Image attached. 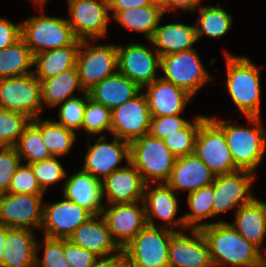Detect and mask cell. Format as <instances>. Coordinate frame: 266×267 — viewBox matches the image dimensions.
Masks as SVG:
<instances>
[{
  "label": "cell",
  "mask_w": 266,
  "mask_h": 267,
  "mask_svg": "<svg viewBox=\"0 0 266 267\" xmlns=\"http://www.w3.org/2000/svg\"><path fill=\"white\" fill-rule=\"evenodd\" d=\"M214 267H257L259 249L241 236L230 223L218 220L202 227Z\"/></svg>",
  "instance_id": "1"
},
{
  "label": "cell",
  "mask_w": 266,
  "mask_h": 267,
  "mask_svg": "<svg viewBox=\"0 0 266 267\" xmlns=\"http://www.w3.org/2000/svg\"><path fill=\"white\" fill-rule=\"evenodd\" d=\"M224 132L226 144L231 152L235 166L255 174L266 151V129L261 124V117H246L247 126L242 127L229 120L210 117ZM249 124V125H248Z\"/></svg>",
  "instance_id": "2"
},
{
  "label": "cell",
  "mask_w": 266,
  "mask_h": 267,
  "mask_svg": "<svg viewBox=\"0 0 266 267\" xmlns=\"http://www.w3.org/2000/svg\"><path fill=\"white\" fill-rule=\"evenodd\" d=\"M226 90L245 117H260L261 81L258 66L246 56L225 52Z\"/></svg>",
  "instance_id": "3"
},
{
  "label": "cell",
  "mask_w": 266,
  "mask_h": 267,
  "mask_svg": "<svg viewBox=\"0 0 266 267\" xmlns=\"http://www.w3.org/2000/svg\"><path fill=\"white\" fill-rule=\"evenodd\" d=\"M176 157L165 146L162 139L145 134L130 143L129 162L148 183H166Z\"/></svg>",
  "instance_id": "4"
},
{
  "label": "cell",
  "mask_w": 266,
  "mask_h": 267,
  "mask_svg": "<svg viewBox=\"0 0 266 267\" xmlns=\"http://www.w3.org/2000/svg\"><path fill=\"white\" fill-rule=\"evenodd\" d=\"M40 13L21 22V37L33 55L71 45L77 40L67 18Z\"/></svg>",
  "instance_id": "5"
},
{
  "label": "cell",
  "mask_w": 266,
  "mask_h": 267,
  "mask_svg": "<svg viewBox=\"0 0 266 267\" xmlns=\"http://www.w3.org/2000/svg\"><path fill=\"white\" fill-rule=\"evenodd\" d=\"M171 231L147 224L122 249L131 267H169Z\"/></svg>",
  "instance_id": "6"
},
{
  "label": "cell",
  "mask_w": 266,
  "mask_h": 267,
  "mask_svg": "<svg viewBox=\"0 0 266 267\" xmlns=\"http://www.w3.org/2000/svg\"><path fill=\"white\" fill-rule=\"evenodd\" d=\"M80 40L76 68L81 86L85 91L118 71L116 44H90Z\"/></svg>",
  "instance_id": "7"
},
{
  "label": "cell",
  "mask_w": 266,
  "mask_h": 267,
  "mask_svg": "<svg viewBox=\"0 0 266 267\" xmlns=\"http://www.w3.org/2000/svg\"><path fill=\"white\" fill-rule=\"evenodd\" d=\"M160 69L163 79L185 90L190 95L195 94L203 85H207L212 76L207 72L195 48L160 57Z\"/></svg>",
  "instance_id": "8"
},
{
  "label": "cell",
  "mask_w": 266,
  "mask_h": 267,
  "mask_svg": "<svg viewBox=\"0 0 266 267\" xmlns=\"http://www.w3.org/2000/svg\"><path fill=\"white\" fill-rule=\"evenodd\" d=\"M0 108L25 114L31 120L40 117L41 81L34 73L0 79Z\"/></svg>",
  "instance_id": "9"
},
{
  "label": "cell",
  "mask_w": 266,
  "mask_h": 267,
  "mask_svg": "<svg viewBox=\"0 0 266 267\" xmlns=\"http://www.w3.org/2000/svg\"><path fill=\"white\" fill-rule=\"evenodd\" d=\"M194 154L200 158L215 176L239 170L226 144L223 130L206 117L197 132Z\"/></svg>",
  "instance_id": "10"
},
{
  "label": "cell",
  "mask_w": 266,
  "mask_h": 267,
  "mask_svg": "<svg viewBox=\"0 0 266 267\" xmlns=\"http://www.w3.org/2000/svg\"><path fill=\"white\" fill-rule=\"evenodd\" d=\"M68 19L78 40H91L107 36L109 15L108 0H68Z\"/></svg>",
  "instance_id": "11"
},
{
  "label": "cell",
  "mask_w": 266,
  "mask_h": 267,
  "mask_svg": "<svg viewBox=\"0 0 266 267\" xmlns=\"http://www.w3.org/2000/svg\"><path fill=\"white\" fill-rule=\"evenodd\" d=\"M140 42L117 45L118 72L127 76L141 89L156 80L160 68V56Z\"/></svg>",
  "instance_id": "12"
},
{
  "label": "cell",
  "mask_w": 266,
  "mask_h": 267,
  "mask_svg": "<svg viewBox=\"0 0 266 267\" xmlns=\"http://www.w3.org/2000/svg\"><path fill=\"white\" fill-rule=\"evenodd\" d=\"M44 195L0 193V224L9 228L40 231L43 223Z\"/></svg>",
  "instance_id": "13"
},
{
  "label": "cell",
  "mask_w": 266,
  "mask_h": 267,
  "mask_svg": "<svg viewBox=\"0 0 266 267\" xmlns=\"http://www.w3.org/2000/svg\"><path fill=\"white\" fill-rule=\"evenodd\" d=\"M111 133L131 143L149 133L151 113L143 89L111 111Z\"/></svg>",
  "instance_id": "14"
},
{
  "label": "cell",
  "mask_w": 266,
  "mask_h": 267,
  "mask_svg": "<svg viewBox=\"0 0 266 267\" xmlns=\"http://www.w3.org/2000/svg\"><path fill=\"white\" fill-rule=\"evenodd\" d=\"M256 175L247 170H237L231 173L215 176L213 217L231 209L235 212L251 202L255 196L250 192Z\"/></svg>",
  "instance_id": "15"
},
{
  "label": "cell",
  "mask_w": 266,
  "mask_h": 267,
  "mask_svg": "<svg viewBox=\"0 0 266 267\" xmlns=\"http://www.w3.org/2000/svg\"><path fill=\"white\" fill-rule=\"evenodd\" d=\"M106 134L100 135L93 145H88L82 171L91 174L101 182L117 169L122 161L129 162L130 143L114 136L108 142Z\"/></svg>",
  "instance_id": "16"
},
{
  "label": "cell",
  "mask_w": 266,
  "mask_h": 267,
  "mask_svg": "<svg viewBox=\"0 0 266 267\" xmlns=\"http://www.w3.org/2000/svg\"><path fill=\"white\" fill-rule=\"evenodd\" d=\"M102 216L121 250L147 225L143 201L104 205Z\"/></svg>",
  "instance_id": "17"
},
{
  "label": "cell",
  "mask_w": 266,
  "mask_h": 267,
  "mask_svg": "<svg viewBox=\"0 0 266 267\" xmlns=\"http://www.w3.org/2000/svg\"><path fill=\"white\" fill-rule=\"evenodd\" d=\"M176 194L166 183H158L155 187L153 183L146 184L143 203L147 224L155 226L154 217L162 220L163 223L160 226L162 228L175 232L187 229L184 223V217H176L179 209ZM176 226L181 228V230H174Z\"/></svg>",
  "instance_id": "18"
},
{
  "label": "cell",
  "mask_w": 266,
  "mask_h": 267,
  "mask_svg": "<svg viewBox=\"0 0 266 267\" xmlns=\"http://www.w3.org/2000/svg\"><path fill=\"white\" fill-rule=\"evenodd\" d=\"M44 203L43 223L40 231L53 239H68L73 232L85 223L92 214L84 207L67 200Z\"/></svg>",
  "instance_id": "19"
},
{
  "label": "cell",
  "mask_w": 266,
  "mask_h": 267,
  "mask_svg": "<svg viewBox=\"0 0 266 267\" xmlns=\"http://www.w3.org/2000/svg\"><path fill=\"white\" fill-rule=\"evenodd\" d=\"M69 241L91 251L101 261H108L122 255V250L113 241L102 214L92 215L68 238Z\"/></svg>",
  "instance_id": "20"
},
{
  "label": "cell",
  "mask_w": 266,
  "mask_h": 267,
  "mask_svg": "<svg viewBox=\"0 0 266 267\" xmlns=\"http://www.w3.org/2000/svg\"><path fill=\"white\" fill-rule=\"evenodd\" d=\"M174 232L169 244V267H214L200 229Z\"/></svg>",
  "instance_id": "21"
},
{
  "label": "cell",
  "mask_w": 266,
  "mask_h": 267,
  "mask_svg": "<svg viewBox=\"0 0 266 267\" xmlns=\"http://www.w3.org/2000/svg\"><path fill=\"white\" fill-rule=\"evenodd\" d=\"M146 184L138 170L126 162L101 182L105 205L143 201Z\"/></svg>",
  "instance_id": "22"
},
{
  "label": "cell",
  "mask_w": 266,
  "mask_h": 267,
  "mask_svg": "<svg viewBox=\"0 0 266 267\" xmlns=\"http://www.w3.org/2000/svg\"><path fill=\"white\" fill-rule=\"evenodd\" d=\"M143 93L146 96L151 116H171L183 113L185 106L192 99L185 90L173 83L158 77L146 85Z\"/></svg>",
  "instance_id": "23"
},
{
  "label": "cell",
  "mask_w": 266,
  "mask_h": 267,
  "mask_svg": "<svg viewBox=\"0 0 266 267\" xmlns=\"http://www.w3.org/2000/svg\"><path fill=\"white\" fill-rule=\"evenodd\" d=\"M215 175L195 154L178 157L166 184L177 194L187 190L188 194L214 182Z\"/></svg>",
  "instance_id": "24"
},
{
  "label": "cell",
  "mask_w": 266,
  "mask_h": 267,
  "mask_svg": "<svg viewBox=\"0 0 266 267\" xmlns=\"http://www.w3.org/2000/svg\"><path fill=\"white\" fill-rule=\"evenodd\" d=\"M62 191L64 198L84 207L92 215L102 214L105 204H102L101 181L91 174L81 169L71 174L64 182Z\"/></svg>",
  "instance_id": "25"
},
{
  "label": "cell",
  "mask_w": 266,
  "mask_h": 267,
  "mask_svg": "<svg viewBox=\"0 0 266 267\" xmlns=\"http://www.w3.org/2000/svg\"><path fill=\"white\" fill-rule=\"evenodd\" d=\"M232 227L259 251L264 247L266 236V202L255 197L235 212Z\"/></svg>",
  "instance_id": "26"
},
{
  "label": "cell",
  "mask_w": 266,
  "mask_h": 267,
  "mask_svg": "<svg viewBox=\"0 0 266 267\" xmlns=\"http://www.w3.org/2000/svg\"><path fill=\"white\" fill-rule=\"evenodd\" d=\"M196 42L195 26L179 22L161 26L159 23L150 40L152 49H155L160 57L193 49Z\"/></svg>",
  "instance_id": "27"
},
{
  "label": "cell",
  "mask_w": 266,
  "mask_h": 267,
  "mask_svg": "<svg viewBox=\"0 0 266 267\" xmlns=\"http://www.w3.org/2000/svg\"><path fill=\"white\" fill-rule=\"evenodd\" d=\"M142 89L118 71L88 90L89 97L111 111L135 97Z\"/></svg>",
  "instance_id": "28"
},
{
  "label": "cell",
  "mask_w": 266,
  "mask_h": 267,
  "mask_svg": "<svg viewBox=\"0 0 266 267\" xmlns=\"http://www.w3.org/2000/svg\"><path fill=\"white\" fill-rule=\"evenodd\" d=\"M36 242L34 231L8 227L2 267H35Z\"/></svg>",
  "instance_id": "29"
},
{
  "label": "cell",
  "mask_w": 266,
  "mask_h": 267,
  "mask_svg": "<svg viewBox=\"0 0 266 267\" xmlns=\"http://www.w3.org/2000/svg\"><path fill=\"white\" fill-rule=\"evenodd\" d=\"M80 40L64 47L48 50L34 55V75L40 80L59 75L62 71L76 66Z\"/></svg>",
  "instance_id": "30"
},
{
  "label": "cell",
  "mask_w": 266,
  "mask_h": 267,
  "mask_svg": "<svg viewBox=\"0 0 266 267\" xmlns=\"http://www.w3.org/2000/svg\"><path fill=\"white\" fill-rule=\"evenodd\" d=\"M86 92L80 83L76 66L62 71L59 75L41 81L42 105L56 107L75 97L74 91Z\"/></svg>",
  "instance_id": "31"
},
{
  "label": "cell",
  "mask_w": 266,
  "mask_h": 267,
  "mask_svg": "<svg viewBox=\"0 0 266 267\" xmlns=\"http://www.w3.org/2000/svg\"><path fill=\"white\" fill-rule=\"evenodd\" d=\"M163 15H165V12L161 8L148 5L126 11L113 12L110 17L128 30L143 33L144 37L150 41Z\"/></svg>",
  "instance_id": "32"
},
{
  "label": "cell",
  "mask_w": 266,
  "mask_h": 267,
  "mask_svg": "<svg viewBox=\"0 0 266 267\" xmlns=\"http://www.w3.org/2000/svg\"><path fill=\"white\" fill-rule=\"evenodd\" d=\"M33 66L34 55L22 37L0 50V79L31 74Z\"/></svg>",
  "instance_id": "33"
},
{
  "label": "cell",
  "mask_w": 266,
  "mask_h": 267,
  "mask_svg": "<svg viewBox=\"0 0 266 267\" xmlns=\"http://www.w3.org/2000/svg\"><path fill=\"white\" fill-rule=\"evenodd\" d=\"M214 193L212 183L187 194V204L192 212L185 213L183 217L188 229H201L210 223L202 221L213 217Z\"/></svg>",
  "instance_id": "34"
},
{
  "label": "cell",
  "mask_w": 266,
  "mask_h": 267,
  "mask_svg": "<svg viewBox=\"0 0 266 267\" xmlns=\"http://www.w3.org/2000/svg\"><path fill=\"white\" fill-rule=\"evenodd\" d=\"M31 122L41 131L43 141L52 156H63L70 151L76 139L74 131L66 129L53 119L41 121L37 117Z\"/></svg>",
  "instance_id": "35"
},
{
  "label": "cell",
  "mask_w": 266,
  "mask_h": 267,
  "mask_svg": "<svg viewBox=\"0 0 266 267\" xmlns=\"http://www.w3.org/2000/svg\"><path fill=\"white\" fill-rule=\"evenodd\" d=\"M198 9L200 15L195 24L197 41L204 35L210 38H219L228 33L233 20L232 16L222 7L201 5Z\"/></svg>",
  "instance_id": "36"
},
{
  "label": "cell",
  "mask_w": 266,
  "mask_h": 267,
  "mask_svg": "<svg viewBox=\"0 0 266 267\" xmlns=\"http://www.w3.org/2000/svg\"><path fill=\"white\" fill-rule=\"evenodd\" d=\"M21 160L26 159V164H33L52 157L46 147L41 131L30 122L23 130L22 135L15 144Z\"/></svg>",
  "instance_id": "37"
},
{
  "label": "cell",
  "mask_w": 266,
  "mask_h": 267,
  "mask_svg": "<svg viewBox=\"0 0 266 267\" xmlns=\"http://www.w3.org/2000/svg\"><path fill=\"white\" fill-rule=\"evenodd\" d=\"M207 116L197 115L193 123H188L184 128L169 134L163 139L165 146L176 157L194 154L195 140L201 122Z\"/></svg>",
  "instance_id": "38"
},
{
  "label": "cell",
  "mask_w": 266,
  "mask_h": 267,
  "mask_svg": "<svg viewBox=\"0 0 266 267\" xmlns=\"http://www.w3.org/2000/svg\"><path fill=\"white\" fill-rule=\"evenodd\" d=\"M30 122L23 113L0 108V147H14Z\"/></svg>",
  "instance_id": "39"
},
{
  "label": "cell",
  "mask_w": 266,
  "mask_h": 267,
  "mask_svg": "<svg viewBox=\"0 0 266 267\" xmlns=\"http://www.w3.org/2000/svg\"><path fill=\"white\" fill-rule=\"evenodd\" d=\"M88 91L81 93V97L75 96L59 105L58 121L56 123L63 125L66 129L76 132L82 130L84 112L87 100L89 99Z\"/></svg>",
  "instance_id": "40"
},
{
  "label": "cell",
  "mask_w": 266,
  "mask_h": 267,
  "mask_svg": "<svg viewBox=\"0 0 266 267\" xmlns=\"http://www.w3.org/2000/svg\"><path fill=\"white\" fill-rule=\"evenodd\" d=\"M111 119L110 109L89 98L86 103L82 129L91 135H98L104 131L110 133Z\"/></svg>",
  "instance_id": "41"
},
{
  "label": "cell",
  "mask_w": 266,
  "mask_h": 267,
  "mask_svg": "<svg viewBox=\"0 0 266 267\" xmlns=\"http://www.w3.org/2000/svg\"><path fill=\"white\" fill-rule=\"evenodd\" d=\"M59 156H52L43 161L30 164L41 189L47 193L50 185L67 178V172L58 161Z\"/></svg>",
  "instance_id": "42"
},
{
  "label": "cell",
  "mask_w": 266,
  "mask_h": 267,
  "mask_svg": "<svg viewBox=\"0 0 266 267\" xmlns=\"http://www.w3.org/2000/svg\"><path fill=\"white\" fill-rule=\"evenodd\" d=\"M44 245L36 242L35 267H69L64 256V239H53L44 236ZM43 249V257L38 252ZM41 258V259H40Z\"/></svg>",
  "instance_id": "43"
},
{
  "label": "cell",
  "mask_w": 266,
  "mask_h": 267,
  "mask_svg": "<svg viewBox=\"0 0 266 267\" xmlns=\"http://www.w3.org/2000/svg\"><path fill=\"white\" fill-rule=\"evenodd\" d=\"M8 193L43 195L45 192L39 186L30 164H22L13 175Z\"/></svg>",
  "instance_id": "44"
},
{
  "label": "cell",
  "mask_w": 266,
  "mask_h": 267,
  "mask_svg": "<svg viewBox=\"0 0 266 267\" xmlns=\"http://www.w3.org/2000/svg\"><path fill=\"white\" fill-rule=\"evenodd\" d=\"M22 160L15 147H0V193L8 191Z\"/></svg>",
  "instance_id": "45"
},
{
  "label": "cell",
  "mask_w": 266,
  "mask_h": 267,
  "mask_svg": "<svg viewBox=\"0 0 266 267\" xmlns=\"http://www.w3.org/2000/svg\"><path fill=\"white\" fill-rule=\"evenodd\" d=\"M182 114L171 116H152L149 133L151 136L158 139H164L169 134L184 128L189 122L186 121Z\"/></svg>",
  "instance_id": "46"
},
{
  "label": "cell",
  "mask_w": 266,
  "mask_h": 267,
  "mask_svg": "<svg viewBox=\"0 0 266 267\" xmlns=\"http://www.w3.org/2000/svg\"><path fill=\"white\" fill-rule=\"evenodd\" d=\"M64 256L69 267H98L101 260L91 251L64 239Z\"/></svg>",
  "instance_id": "47"
},
{
  "label": "cell",
  "mask_w": 266,
  "mask_h": 267,
  "mask_svg": "<svg viewBox=\"0 0 266 267\" xmlns=\"http://www.w3.org/2000/svg\"><path fill=\"white\" fill-rule=\"evenodd\" d=\"M21 38V23L14 24L6 18H0V50L12 45Z\"/></svg>",
  "instance_id": "48"
},
{
  "label": "cell",
  "mask_w": 266,
  "mask_h": 267,
  "mask_svg": "<svg viewBox=\"0 0 266 267\" xmlns=\"http://www.w3.org/2000/svg\"><path fill=\"white\" fill-rule=\"evenodd\" d=\"M148 5V0H108L109 12H121Z\"/></svg>",
  "instance_id": "49"
},
{
  "label": "cell",
  "mask_w": 266,
  "mask_h": 267,
  "mask_svg": "<svg viewBox=\"0 0 266 267\" xmlns=\"http://www.w3.org/2000/svg\"><path fill=\"white\" fill-rule=\"evenodd\" d=\"M201 1L202 0H167V12H171V10L177 8L192 12L201 6L199 5Z\"/></svg>",
  "instance_id": "50"
},
{
  "label": "cell",
  "mask_w": 266,
  "mask_h": 267,
  "mask_svg": "<svg viewBox=\"0 0 266 267\" xmlns=\"http://www.w3.org/2000/svg\"><path fill=\"white\" fill-rule=\"evenodd\" d=\"M98 267H131L128 261L121 255L118 258L101 261Z\"/></svg>",
  "instance_id": "51"
},
{
  "label": "cell",
  "mask_w": 266,
  "mask_h": 267,
  "mask_svg": "<svg viewBox=\"0 0 266 267\" xmlns=\"http://www.w3.org/2000/svg\"><path fill=\"white\" fill-rule=\"evenodd\" d=\"M8 227L0 224V267H2L4 257V246L7 237Z\"/></svg>",
  "instance_id": "52"
},
{
  "label": "cell",
  "mask_w": 266,
  "mask_h": 267,
  "mask_svg": "<svg viewBox=\"0 0 266 267\" xmlns=\"http://www.w3.org/2000/svg\"><path fill=\"white\" fill-rule=\"evenodd\" d=\"M150 5L157 6L161 8L165 13H167V0H148Z\"/></svg>",
  "instance_id": "53"
},
{
  "label": "cell",
  "mask_w": 266,
  "mask_h": 267,
  "mask_svg": "<svg viewBox=\"0 0 266 267\" xmlns=\"http://www.w3.org/2000/svg\"><path fill=\"white\" fill-rule=\"evenodd\" d=\"M266 253V248L264 249ZM263 252L259 251L258 256V266L257 267H266V254H262ZM265 255V256H264Z\"/></svg>",
  "instance_id": "54"
},
{
  "label": "cell",
  "mask_w": 266,
  "mask_h": 267,
  "mask_svg": "<svg viewBox=\"0 0 266 267\" xmlns=\"http://www.w3.org/2000/svg\"><path fill=\"white\" fill-rule=\"evenodd\" d=\"M35 5L37 4L38 7L40 6L43 9V6L48 2V0H31Z\"/></svg>",
  "instance_id": "55"
}]
</instances>
